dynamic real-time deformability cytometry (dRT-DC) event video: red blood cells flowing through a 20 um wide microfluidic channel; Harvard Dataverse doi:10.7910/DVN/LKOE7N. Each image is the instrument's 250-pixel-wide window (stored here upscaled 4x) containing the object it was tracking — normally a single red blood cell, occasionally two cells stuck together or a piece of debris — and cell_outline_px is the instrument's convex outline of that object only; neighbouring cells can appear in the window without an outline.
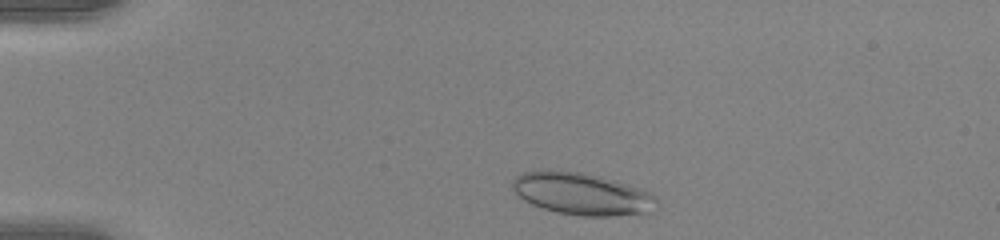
{"species": "human", "species_latin": "Homo sapiens", "temperature_condition": "warm", "stored_images_in_passage": 43, "camera_frame_rate_fps": 3000, "um_per_image_px": 0.085, "donor": {"sex": "female"}, "frame": {"image": 1, "passage_image": 3, "time_ms": 0.667, "image_size_px": [1000, 240], "cell_outline_px": [[660, 208], [644, 212], [608, 216], [580, 216], [556, 212], [540, 208], [524, 200], [512, 188], [512, 180], [516, 176], [524, 172], [544, 168], [548, 168], [580, 172], [600, 176], [616, 180], [652, 192], [656, 196]], "centroid_in_image_um": [49.46, 16.45], "position_along_channel_um": 35.5, "area_um2": 35.95}}
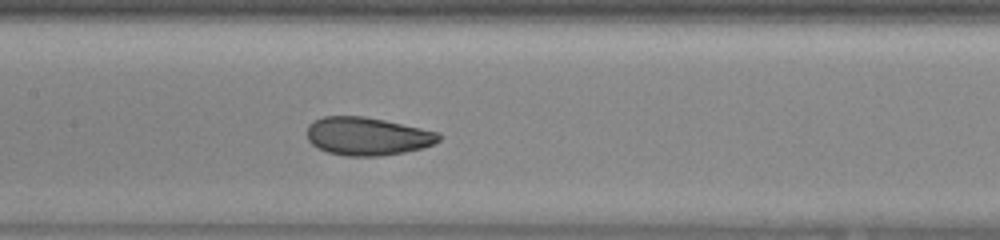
{"frame": {"image": 2, "passage_image": 18, "time_ms": 5.667, "image_size_px": [1000, 240], "cell_outline_px": [[440, 140], [432, 144], [420, 148], [404, 152], [380, 156], [344, 156], [328, 152], [312, 144], [308, 140], [308, 124], [324, 116], [364, 116], [384, 120], [440, 132]], "centroid_in_image_um": [31.23, 11.58], "position_along_channel_um": 176.2, "area_um2": 29.07}}
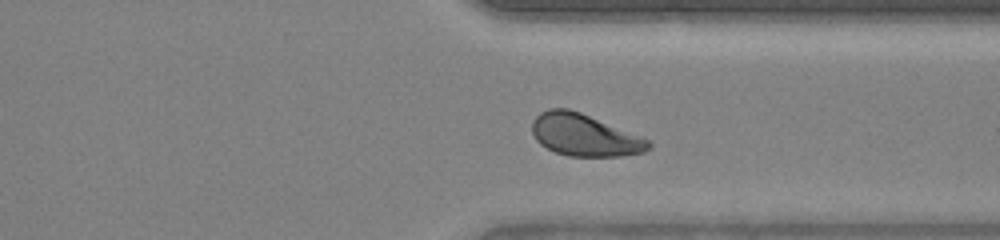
{"frame": {"image": 3, "passage_image": 32, "time_ms": 10.333, "image_size_px": [1000, 240], "cell_outline_px": [[652, 148], [644, 152], [620, 156], [568, 156], [556, 152], [540, 144], [536, 140], [532, 132], [532, 120], [540, 112], [548, 108], [568, 108], [580, 112], [648, 140], [652, 144]], "centroid_in_image_um": [49.64, 11.48], "position_along_channel_um": 361.8, "area_um2": 28.26}, "authors_computed_cell_mechanics": {"area_um2": 29.0734, "velocity_mm_per_s": 3.9767, "shape_relaxation_time_tau1_ms": 4.1021, "shape_relaxation_time_tau2_ms": 0.7202, "deformation_change_tau1": 0.1278, "deformation_change_tau2": 0.0574}}